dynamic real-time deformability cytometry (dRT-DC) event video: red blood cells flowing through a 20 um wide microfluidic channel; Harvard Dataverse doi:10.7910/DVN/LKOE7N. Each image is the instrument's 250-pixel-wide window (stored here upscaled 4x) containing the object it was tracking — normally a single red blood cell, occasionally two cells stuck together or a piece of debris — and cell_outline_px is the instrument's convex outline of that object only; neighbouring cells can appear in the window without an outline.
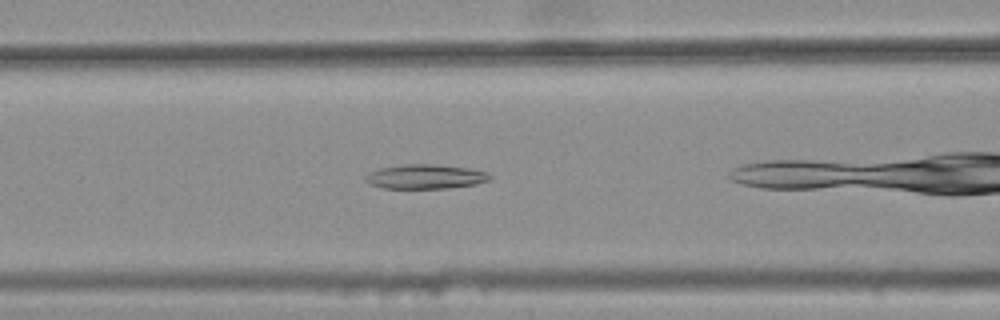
{"species": "common noctule bat (a hibernating species)", "species_latin": "Nyctalus noctula", "temperature_condition": "warm", "stored_images_in_passage": 29, "camera_frame_rate_fps": 3000, "um_per_image_px": 0.085, "animal": {"sex": "female", "body_mass_g": 25.1}, "frame": {"image": 1, "passage_image": 5, "time_ms": 1.333, "image_size_px": [1000, 320], "cell_outline_px": [[492, 180], [476, 184], [448, 188], [380, 188], [368, 184], [364, 180], [364, 176], [368, 172], [380, 168], [404, 164], [436, 164], [468, 168], [488, 172], [492, 176]], "centroid_in_image_um": [36.14, 15.01], "position_along_channel_um": 130.5, "area_um2": 17.98}}
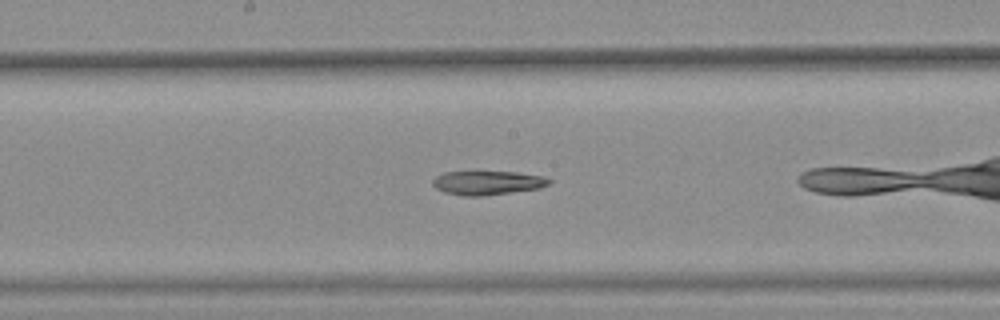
{"frame": {"image": 2, "passage_image": 11, "time_ms": 3.333, "image_size_px": [1000, 320], "cell_outline_px": [[552, 184], [540, 188], [484, 196], [464, 196], [444, 192], [436, 188], [432, 184], [432, 180], [436, 176], [444, 172], [476, 168], [516, 172], [544, 176], [552, 180]], "centroid_in_image_um": [41.42, 15.48], "position_along_channel_um": 206.8, "area_um2": 17.4}}
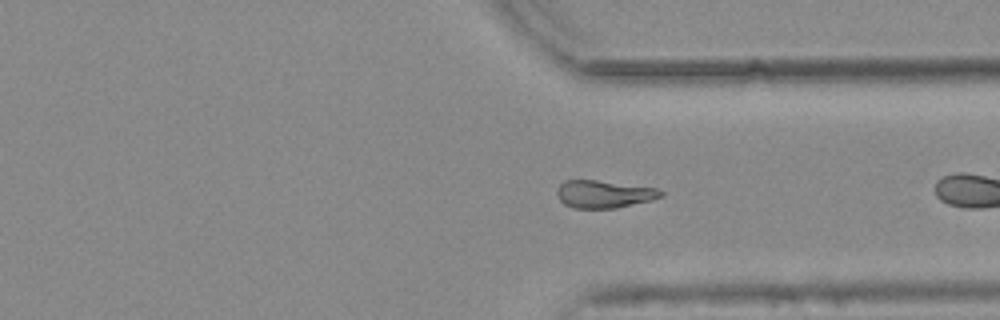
{"frame": {"image": 3, "passage_image": 23, "time_ms": 7.333, "image_size_px": [1000, 320], "cell_outline_px": [[664, 196], [652, 200], [616, 208], [572, 208], [564, 204], [556, 196], [556, 188], [564, 180], [596, 180], [656, 188], [664, 192]], "centroid_in_image_um": [51.31, 16.5], "position_along_channel_um": 360.1, "area_um2": 16.82}}